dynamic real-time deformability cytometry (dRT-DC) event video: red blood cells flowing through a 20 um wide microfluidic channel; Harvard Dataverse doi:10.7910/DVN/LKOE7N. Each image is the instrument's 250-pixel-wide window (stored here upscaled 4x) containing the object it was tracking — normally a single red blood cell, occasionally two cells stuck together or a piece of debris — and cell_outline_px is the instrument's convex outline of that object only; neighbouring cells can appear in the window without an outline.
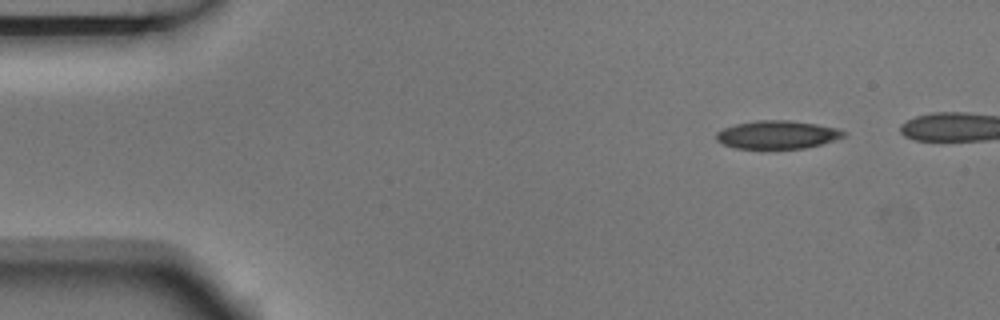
{"species": "Egyptian fruit bat (a non-hibernating species)", "species_latin": "Rousettus aegyptiacus", "temperature_condition": "room temperature", "stored_images_in_passage": 5, "camera_frame_rate_fps": 3000, "um_per_image_px": 0.085, "animal": {"sex": "male"}, "frame": {"image": 1, "passage_image": 1, "time_ms": 0.0, "image_size_px": [1000, 320], "cell_outline_px": [[848, 132], [844, 136], [820, 144], [804, 148], [736, 148], [724, 144], [716, 140], [716, 132], [724, 128], [736, 124], [756, 120], [788, 120], [816, 124], [836, 128]], "centroid_in_image_um": [66.05, 11.44], "position_along_channel_um": 18.9, "area_um2": 20.63}}